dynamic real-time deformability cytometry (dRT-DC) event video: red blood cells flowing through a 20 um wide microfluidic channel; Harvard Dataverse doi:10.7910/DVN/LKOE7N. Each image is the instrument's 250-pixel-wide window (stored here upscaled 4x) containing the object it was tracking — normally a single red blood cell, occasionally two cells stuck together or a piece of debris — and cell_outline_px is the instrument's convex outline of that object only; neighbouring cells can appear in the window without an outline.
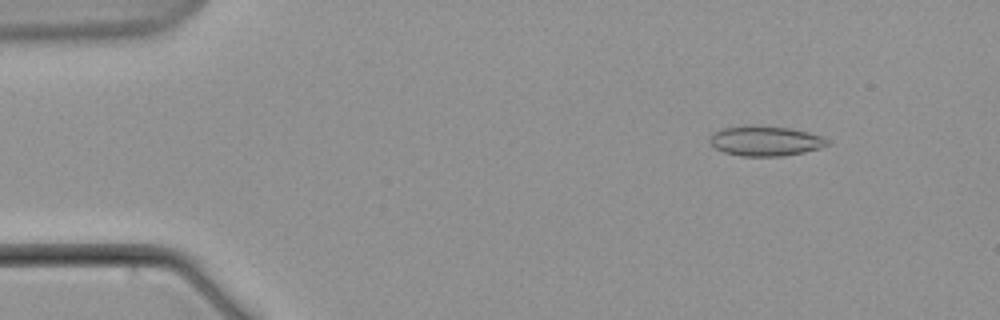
{"species": "common noctule bat (a hibernating species)", "species_latin": "Nyctalus noctula", "temperature_condition": "warm", "stored_images_in_passage": 6, "camera_frame_rate_fps": 3000, "um_per_image_px": 0.085, "animal": {"sex": "male", "body_mass_g": 21.5, "forearm_length_mm": 52.0}, "frame": {"image": 1, "passage_image": 3, "time_ms": 2.667, "image_size_px": [1000, 320], "cell_outline_px": [[828, 144], [820, 148], [804, 152], [784, 156], [740, 156], [724, 152], [716, 148], [708, 140], [712, 132], [720, 128], [748, 124], [792, 128], [824, 136], [828, 140]], "centroid_in_image_um": [65.03, 11.96], "position_along_channel_um": 20.0, "area_um2": 20.92}}
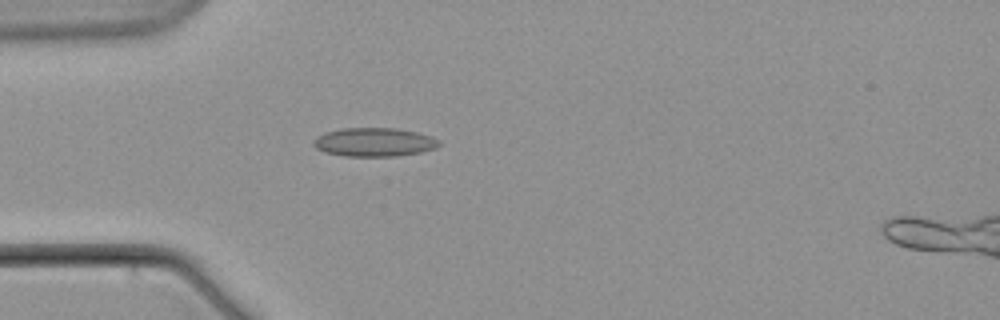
{"frame": {"image": 2, "passage_image": 6, "time_ms": 6.667, "image_size_px": [1000, 320], "cell_outline_px": [[440, 144], [436, 148], [420, 152], [396, 156], [344, 156], [324, 152], [316, 148], [312, 144], [312, 140], [316, 136], [324, 132], [340, 128], [396, 128], [416, 132], [432, 136], [440, 140]], "centroid_in_image_um": [31.77, 12.07], "position_along_channel_um": 53.2, "area_um2": 21.21}}